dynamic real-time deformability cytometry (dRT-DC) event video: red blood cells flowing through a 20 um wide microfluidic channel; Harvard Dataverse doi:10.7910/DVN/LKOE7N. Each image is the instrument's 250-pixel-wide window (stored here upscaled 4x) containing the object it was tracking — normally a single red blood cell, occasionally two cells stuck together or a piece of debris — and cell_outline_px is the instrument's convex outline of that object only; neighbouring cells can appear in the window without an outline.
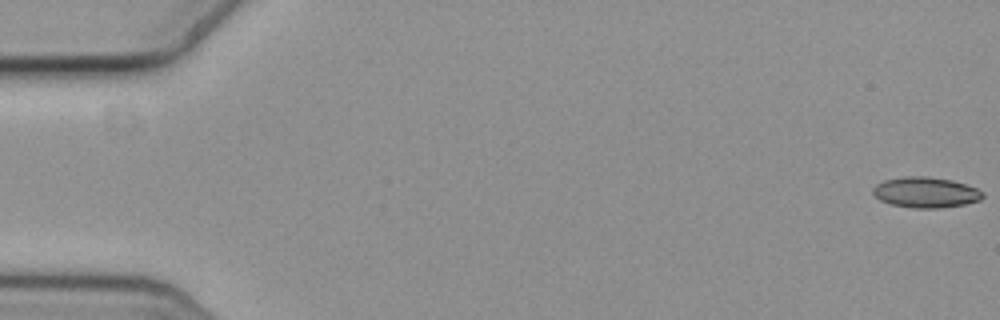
{"species": "common noctule bat (a hibernating species)", "species_latin": "Nyctalus noctula", "temperature_condition": "cold", "stored_images_in_passage": 15, "camera_frame_rate_fps": 3000, "um_per_image_px": 0.085, "animal": {"sex": "female", "body_mass_g": 19.3, "forearm_length_mm": 54.1}, "frame": {"image": 1, "passage_image": 1, "time_ms": 0.0, "image_size_px": [1000, 320], "cell_outline_px": [[984, 196], [980, 200], [964, 204], [940, 208], [912, 208], [892, 204], [880, 200], [872, 192], [872, 188], [876, 184], [884, 180], [908, 176], [928, 176], [952, 180], [976, 188], [984, 192]], "centroid_in_image_um": [78.68, 16.35], "position_along_channel_um": 6.3, "area_um2": 19.54}}